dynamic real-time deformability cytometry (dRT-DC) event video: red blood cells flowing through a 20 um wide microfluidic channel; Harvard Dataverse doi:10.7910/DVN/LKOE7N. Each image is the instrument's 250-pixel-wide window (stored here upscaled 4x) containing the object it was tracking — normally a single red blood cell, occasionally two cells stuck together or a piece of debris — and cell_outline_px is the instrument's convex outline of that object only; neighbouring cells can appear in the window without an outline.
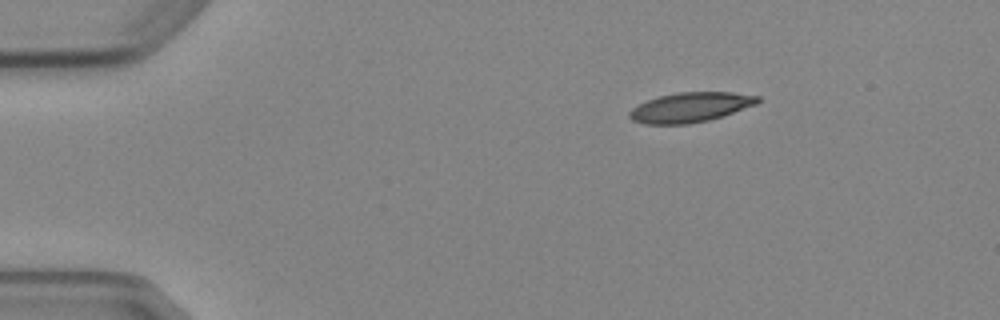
{"species": "Egyptian fruit bat (a non-hibernating species)", "species_latin": "Rousettus aegyptiacus", "temperature_condition": "cold", "stored_images_in_passage": 3, "camera_frame_rate_fps": 3000, "um_per_image_px": 0.085, "animal": {"sex": "female"}, "frame": {"image": 1, "passage_image": 1, "time_ms": 0.0, "image_size_px": [1000, 320], "cell_outline_px": [[760, 100], [756, 104], [708, 120], [688, 124], [644, 124], [632, 120], [628, 116], [628, 112], [632, 108], [648, 100], [660, 96], [676, 92], [732, 92], [760, 96]], "centroid_in_image_um": [58.65, 9.11], "position_along_channel_um": 26.3, "area_um2": 22.02}}